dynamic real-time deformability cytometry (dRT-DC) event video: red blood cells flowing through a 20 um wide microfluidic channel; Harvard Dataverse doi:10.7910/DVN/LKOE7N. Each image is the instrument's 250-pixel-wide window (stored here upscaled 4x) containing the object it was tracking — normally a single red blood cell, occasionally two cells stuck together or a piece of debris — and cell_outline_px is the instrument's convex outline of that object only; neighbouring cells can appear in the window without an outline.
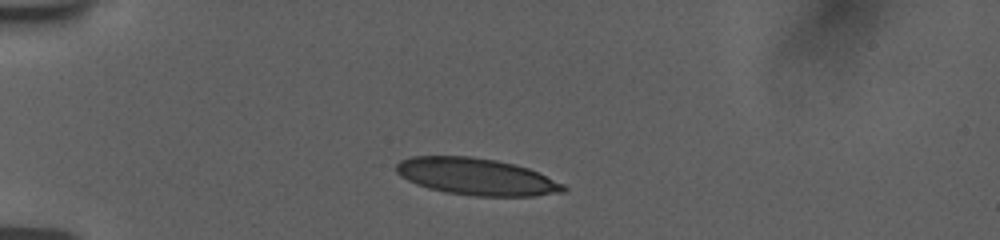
{"species": "human", "species_latin": "Homo sapiens", "temperature_condition": "room temperature", "stored_images_in_passage": 6, "camera_frame_rate_fps": 3000, "um_per_image_px": 0.085, "donor": {"sex": "female"}, "frame": {"image": 1, "passage_image": 1, "time_ms": 0.0, "image_size_px": [1000, 240], "cell_outline_px": [[568, 188], [564, 192], [536, 196], [476, 196], [448, 192], [428, 188], [416, 184], [400, 176], [396, 172], [396, 164], [400, 160], [412, 156], [468, 156], [496, 160], [516, 164], [528, 168], [564, 184]], "centroid_in_image_um": [40.5, 15.01], "position_along_channel_um": 44.5, "area_um2": 35.95}}
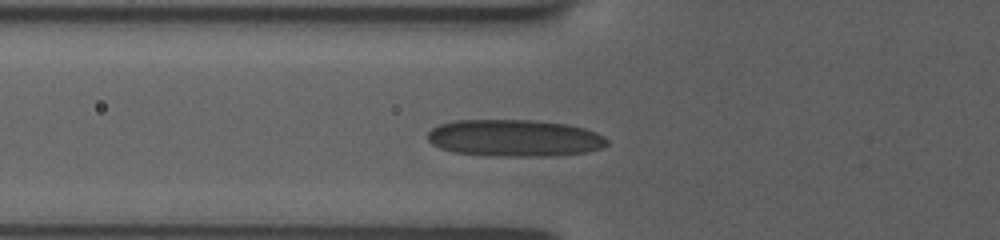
{"frame": {"image": 2, "passage_image": 5, "time_ms": 2.0, "image_size_px": [1000, 240], "cell_outline_px": [[608, 144], [600, 148], [588, 152], [556, 156], [488, 156], [452, 152], [440, 148], [432, 144], [428, 140], [428, 132], [432, 128], [440, 124], [456, 120], [528, 120], [564, 124], [584, 128], [596, 132], [604, 136], [608, 140]], "centroid_in_image_um": [43.72, 11.75], "position_along_channel_um": 82.1, "area_um2": 38.78}}